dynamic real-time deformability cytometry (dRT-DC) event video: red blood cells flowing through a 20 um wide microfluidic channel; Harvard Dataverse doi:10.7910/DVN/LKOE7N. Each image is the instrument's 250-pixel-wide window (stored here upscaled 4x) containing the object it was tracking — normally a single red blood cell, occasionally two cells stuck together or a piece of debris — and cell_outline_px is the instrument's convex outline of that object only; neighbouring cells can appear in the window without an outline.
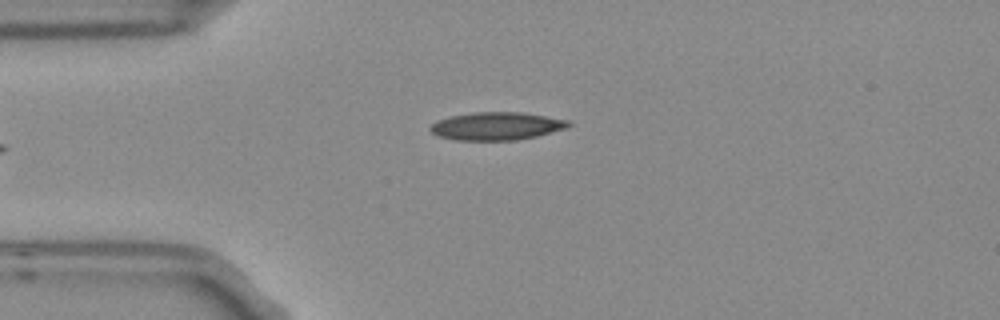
{"species": "Egyptian fruit bat (a non-hibernating species)", "species_latin": "Rousettus aegyptiacus", "temperature_condition": "room temperature", "stored_images_in_passage": 4, "camera_frame_rate_fps": 3000, "um_per_image_px": 0.085, "frame": {"image": 1, "passage_image": 4, "time_ms": 1.0, "image_size_px": [1000, 320], "cell_outline_px": [[572, 124], [568, 128], [536, 136], [516, 140], [456, 140], [440, 136], [432, 132], [428, 128], [436, 120], [452, 116], [472, 112], [520, 112], [568, 120]], "centroid_in_image_um": [42.21, 10.71], "position_along_channel_um": 42.8, "area_um2": 22.37}}